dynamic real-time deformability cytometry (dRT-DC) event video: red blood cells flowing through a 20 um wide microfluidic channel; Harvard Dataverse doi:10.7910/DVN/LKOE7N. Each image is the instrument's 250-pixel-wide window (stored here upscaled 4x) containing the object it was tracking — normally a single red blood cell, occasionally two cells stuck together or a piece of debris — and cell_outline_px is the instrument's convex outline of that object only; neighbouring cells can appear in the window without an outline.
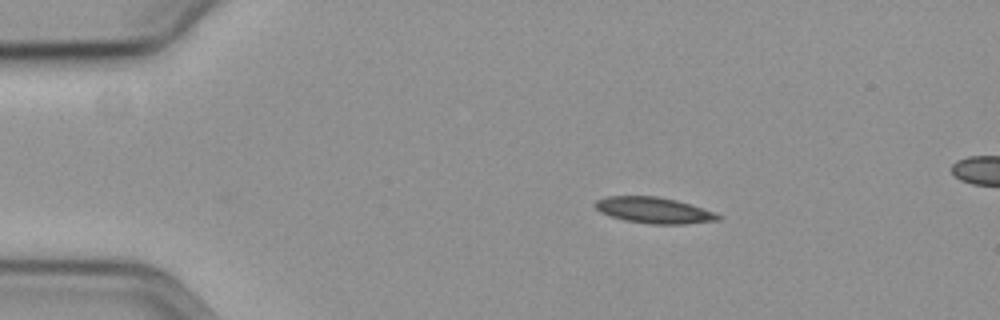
{"species": "common noctule bat (a hibernating species)", "species_latin": "Nyctalus noctula", "temperature_condition": "cold", "stored_images_in_passage": 43, "camera_frame_rate_fps": 3000, "um_per_image_px": 0.085, "animal": {"sex": "female", "body_mass_g": 19.3, "forearm_length_mm": 54.1}, "frame": {"image": 1, "passage_image": 1, "time_ms": 0.0, "image_size_px": [1000, 320], "cell_outline_px": [[724, 216], [720, 220], [684, 224], [652, 224], [624, 220], [600, 212], [592, 204], [596, 200], [604, 196], [656, 196], [676, 200]], "centroid_in_image_um": [55.54, 17.87], "position_along_channel_um": 29.5, "area_um2": 18.55}}
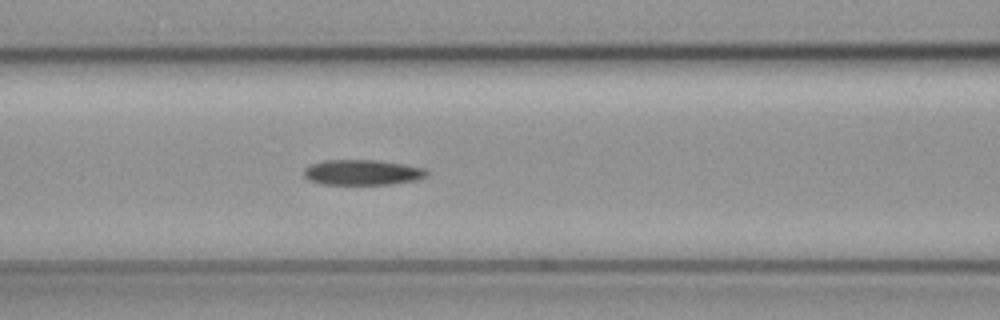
{"frame": {"image": 2, "passage_image": 15, "time_ms": 4.667, "image_size_px": [1000, 320], "cell_outline_px": [[428, 176], [420, 180], [392, 184], [320, 184], [308, 180], [304, 176], [304, 168], [308, 164], [324, 160], [376, 160], [404, 164], [424, 168], [428, 172]], "centroid_in_image_um": [30.8, 14.65], "position_along_channel_um": 135.8, "area_um2": 18.44}}
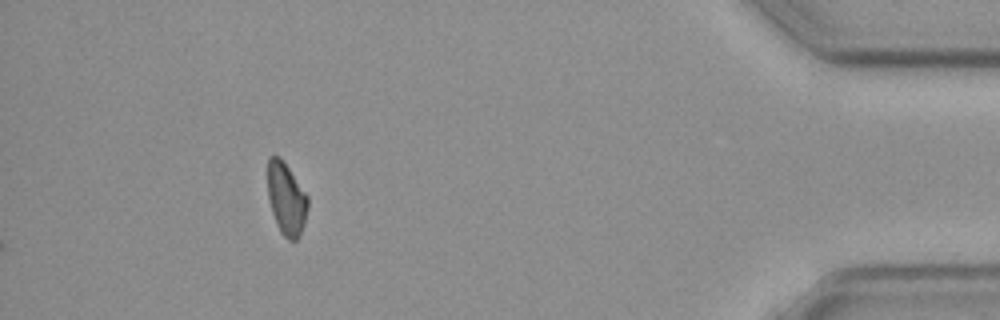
{"frame": {"image": 3, "passage_image": 43, "time_ms": 14.0, "image_size_px": [1000, 320], "cell_outline_px": [[308, 208], [304, 224], [296, 240], [288, 240], [280, 232], [276, 224], [268, 200], [268, 156], [280, 156], [308, 196]], "centroid_in_image_um": [24.33, 16.9], "position_along_channel_um": 410.9, "area_um2": 16.88}}